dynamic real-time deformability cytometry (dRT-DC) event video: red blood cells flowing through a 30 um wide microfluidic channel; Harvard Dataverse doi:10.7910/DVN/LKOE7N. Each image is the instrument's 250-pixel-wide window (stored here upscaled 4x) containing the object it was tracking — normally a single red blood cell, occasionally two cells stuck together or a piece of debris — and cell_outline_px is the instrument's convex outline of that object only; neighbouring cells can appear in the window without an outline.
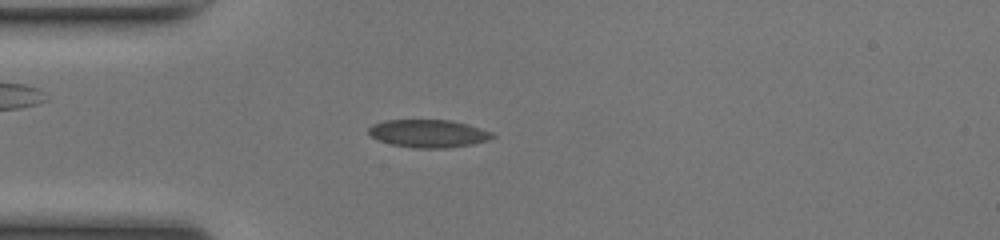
{"species": "common noctule bat (a hibernating species)", "species_latin": "Nyctalus noctula", "temperature_condition": "room temperature", "stored_images_in_passage": 39, "camera_frame_rate_fps": 3000, "um_per_image_px": 0.085, "animal": {"sex": "female", "body_mass_g": 17.0, "forearm_length_mm": 48.0}, "frame": {"image": 1, "passage_image": 4, "time_ms": 1.0, "image_size_px": [1000, 240], "cell_outline_px": [[496, 136], [488, 140], [472, 144], [444, 148], [412, 148], [392, 144], [380, 140], [372, 136], [368, 132], [368, 128], [372, 124], [384, 120], [452, 120], [468, 124], [492, 132]], "centroid_in_image_um": [36.42, 11.34], "position_along_channel_um": 48.6, "area_um2": 20.06}}
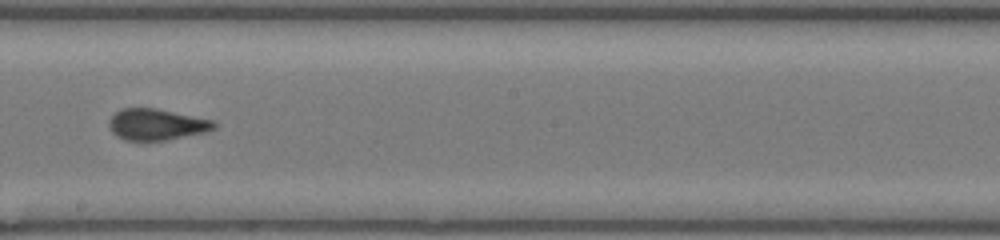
{"frame": {"image": 2, "passage_image": 18, "time_ms": 5.667, "image_size_px": [1000, 240], "cell_outline_px": [[216, 128], [208, 132], [164, 140], [124, 140], [116, 136], [108, 128], [108, 120], [120, 108], [156, 108], [216, 120]], "centroid_in_image_um": [13.32, 10.57], "position_along_channel_um": 234.9, "area_um2": 19.42}}
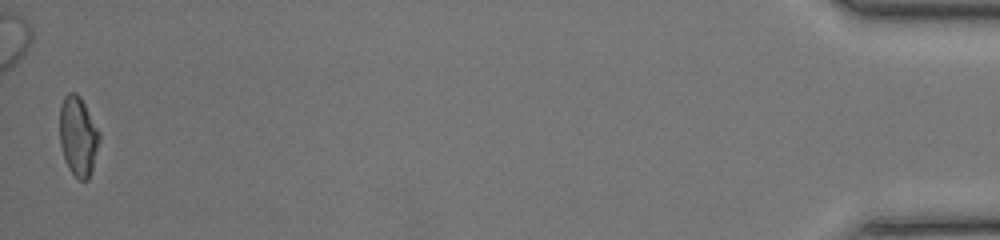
{"frame": {"image": 3, "passage_image": 39, "time_ms": 12.667, "image_size_px": [1000, 240], "cell_outline_px": [[100, 140], [92, 168], [88, 180], [80, 180], [68, 168], [60, 144], [60, 108], [64, 96], [68, 92], [76, 92], [80, 96], [100, 132]], "centroid_in_image_um": [6.64, 11.55], "position_along_channel_um": 428.6, "area_um2": 18.26}, "authors_computed_cell_mechanics": {"area_um2": 19.4208, "velocity_mm_per_s": 4.2327, "shape_relaxation_time_tau1_ms": null, "shape_relaxation_time_tau2_ms": 1.006, "deformation_change_tau1": null, "deformation_change_tau2": 0.0534}}